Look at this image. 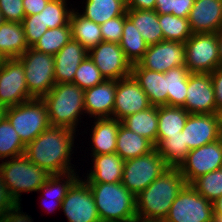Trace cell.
<instances>
[{
  "label": "cell",
  "mask_w": 222,
  "mask_h": 222,
  "mask_svg": "<svg viewBox=\"0 0 222 222\" xmlns=\"http://www.w3.org/2000/svg\"><path fill=\"white\" fill-rule=\"evenodd\" d=\"M125 58L133 65L138 63L144 56L148 49V44L145 42L141 33L127 17L125 13V21L123 28V35L119 42Z\"/></svg>",
  "instance_id": "33"
},
{
  "label": "cell",
  "mask_w": 222,
  "mask_h": 222,
  "mask_svg": "<svg viewBox=\"0 0 222 222\" xmlns=\"http://www.w3.org/2000/svg\"><path fill=\"white\" fill-rule=\"evenodd\" d=\"M4 21H5V20H4L3 15H2V13H1V11H0V26H1V24H2Z\"/></svg>",
  "instance_id": "59"
},
{
  "label": "cell",
  "mask_w": 222,
  "mask_h": 222,
  "mask_svg": "<svg viewBox=\"0 0 222 222\" xmlns=\"http://www.w3.org/2000/svg\"><path fill=\"white\" fill-rule=\"evenodd\" d=\"M127 9L155 10L156 0H126Z\"/></svg>",
  "instance_id": "50"
},
{
  "label": "cell",
  "mask_w": 222,
  "mask_h": 222,
  "mask_svg": "<svg viewBox=\"0 0 222 222\" xmlns=\"http://www.w3.org/2000/svg\"><path fill=\"white\" fill-rule=\"evenodd\" d=\"M212 78V84L214 88L215 100L217 114L222 112V67H218L212 73H210Z\"/></svg>",
  "instance_id": "46"
},
{
  "label": "cell",
  "mask_w": 222,
  "mask_h": 222,
  "mask_svg": "<svg viewBox=\"0 0 222 222\" xmlns=\"http://www.w3.org/2000/svg\"><path fill=\"white\" fill-rule=\"evenodd\" d=\"M218 141H219V143H220V147H221V150H222V131H221V133H220V136H219V138H218Z\"/></svg>",
  "instance_id": "58"
},
{
  "label": "cell",
  "mask_w": 222,
  "mask_h": 222,
  "mask_svg": "<svg viewBox=\"0 0 222 222\" xmlns=\"http://www.w3.org/2000/svg\"><path fill=\"white\" fill-rule=\"evenodd\" d=\"M116 80L102 83L84 90L85 113L90 118H112L115 104Z\"/></svg>",
  "instance_id": "20"
},
{
  "label": "cell",
  "mask_w": 222,
  "mask_h": 222,
  "mask_svg": "<svg viewBox=\"0 0 222 222\" xmlns=\"http://www.w3.org/2000/svg\"><path fill=\"white\" fill-rule=\"evenodd\" d=\"M31 219L30 216L21 211V206L18 204L9 210L0 222H33Z\"/></svg>",
  "instance_id": "47"
},
{
  "label": "cell",
  "mask_w": 222,
  "mask_h": 222,
  "mask_svg": "<svg viewBox=\"0 0 222 222\" xmlns=\"http://www.w3.org/2000/svg\"><path fill=\"white\" fill-rule=\"evenodd\" d=\"M23 0H0V11L5 21L22 23L25 17Z\"/></svg>",
  "instance_id": "44"
},
{
  "label": "cell",
  "mask_w": 222,
  "mask_h": 222,
  "mask_svg": "<svg viewBox=\"0 0 222 222\" xmlns=\"http://www.w3.org/2000/svg\"><path fill=\"white\" fill-rule=\"evenodd\" d=\"M88 185L101 222H132L137 218L136 196L122 182Z\"/></svg>",
  "instance_id": "3"
},
{
  "label": "cell",
  "mask_w": 222,
  "mask_h": 222,
  "mask_svg": "<svg viewBox=\"0 0 222 222\" xmlns=\"http://www.w3.org/2000/svg\"><path fill=\"white\" fill-rule=\"evenodd\" d=\"M5 60V56L0 53V67L4 64Z\"/></svg>",
  "instance_id": "55"
},
{
  "label": "cell",
  "mask_w": 222,
  "mask_h": 222,
  "mask_svg": "<svg viewBox=\"0 0 222 222\" xmlns=\"http://www.w3.org/2000/svg\"><path fill=\"white\" fill-rule=\"evenodd\" d=\"M25 145L16 130L5 117L0 122V160L24 155Z\"/></svg>",
  "instance_id": "38"
},
{
  "label": "cell",
  "mask_w": 222,
  "mask_h": 222,
  "mask_svg": "<svg viewBox=\"0 0 222 222\" xmlns=\"http://www.w3.org/2000/svg\"><path fill=\"white\" fill-rule=\"evenodd\" d=\"M195 0H176L175 11L172 14L177 17L188 18Z\"/></svg>",
  "instance_id": "49"
},
{
  "label": "cell",
  "mask_w": 222,
  "mask_h": 222,
  "mask_svg": "<svg viewBox=\"0 0 222 222\" xmlns=\"http://www.w3.org/2000/svg\"><path fill=\"white\" fill-rule=\"evenodd\" d=\"M131 75L146 93L152 106L168 105L165 73L144 69L136 63L131 67Z\"/></svg>",
  "instance_id": "22"
},
{
  "label": "cell",
  "mask_w": 222,
  "mask_h": 222,
  "mask_svg": "<svg viewBox=\"0 0 222 222\" xmlns=\"http://www.w3.org/2000/svg\"><path fill=\"white\" fill-rule=\"evenodd\" d=\"M78 178H79V175L76 174L75 171L68 172L65 174H53L48 178L47 182L44 183V185L38 190V192L43 193L42 196L46 199V200H43L45 201V203H43L44 204L43 206L45 209L47 208L46 211H49V213L50 212L52 213L53 211H55L54 209L58 207H59L58 209L60 210L62 206V200L65 198L71 185ZM45 196L46 197L48 196L54 199L56 203L53 201L54 202L53 204L48 205L50 203L47 204L46 201L49 199L46 198Z\"/></svg>",
  "instance_id": "30"
},
{
  "label": "cell",
  "mask_w": 222,
  "mask_h": 222,
  "mask_svg": "<svg viewBox=\"0 0 222 222\" xmlns=\"http://www.w3.org/2000/svg\"><path fill=\"white\" fill-rule=\"evenodd\" d=\"M7 108L3 105H0V122L6 117Z\"/></svg>",
  "instance_id": "54"
},
{
  "label": "cell",
  "mask_w": 222,
  "mask_h": 222,
  "mask_svg": "<svg viewBox=\"0 0 222 222\" xmlns=\"http://www.w3.org/2000/svg\"><path fill=\"white\" fill-rule=\"evenodd\" d=\"M168 168L169 166L155 148L148 154L124 161L121 182L137 196Z\"/></svg>",
  "instance_id": "7"
},
{
  "label": "cell",
  "mask_w": 222,
  "mask_h": 222,
  "mask_svg": "<svg viewBox=\"0 0 222 222\" xmlns=\"http://www.w3.org/2000/svg\"><path fill=\"white\" fill-rule=\"evenodd\" d=\"M73 10V8L68 9L67 0H50L40 13L45 26L56 28L70 23Z\"/></svg>",
  "instance_id": "40"
},
{
  "label": "cell",
  "mask_w": 222,
  "mask_h": 222,
  "mask_svg": "<svg viewBox=\"0 0 222 222\" xmlns=\"http://www.w3.org/2000/svg\"><path fill=\"white\" fill-rule=\"evenodd\" d=\"M124 21L125 14L100 25L103 41L119 44L123 35Z\"/></svg>",
  "instance_id": "43"
},
{
  "label": "cell",
  "mask_w": 222,
  "mask_h": 222,
  "mask_svg": "<svg viewBox=\"0 0 222 222\" xmlns=\"http://www.w3.org/2000/svg\"><path fill=\"white\" fill-rule=\"evenodd\" d=\"M25 39L28 47H32L49 29L42 21V14L25 16L22 21Z\"/></svg>",
  "instance_id": "42"
},
{
  "label": "cell",
  "mask_w": 222,
  "mask_h": 222,
  "mask_svg": "<svg viewBox=\"0 0 222 222\" xmlns=\"http://www.w3.org/2000/svg\"><path fill=\"white\" fill-rule=\"evenodd\" d=\"M189 113L183 107L158 106L157 145L167 135H175L181 132Z\"/></svg>",
  "instance_id": "31"
},
{
  "label": "cell",
  "mask_w": 222,
  "mask_h": 222,
  "mask_svg": "<svg viewBox=\"0 0 222 222\" xmlns=\"http://www.w3.org/2000/svg\"><path fill=\"white\" fill-rule=\"evenodd\" d=\"M72 39L80 42L88 51L103 42L100 25L72 11L70 17Z\"/></svg>",
  "instance_id": "32"
},
{
  "label": "cell",
  "mask_w": 222,
  "mask_h": 222,
  "mask_svg": "<svg viewBox=\"0 0 222 222\" xmlns=\"http://www.w3.org/2000/svg\"><path fill=\"white\" fill-rule=\"evenodd\" d=\"M183 108L189 114L217 113L214 88L209 73H190Z\"/></svg>",
  "instance_id": "17"
},
{
  "label": "cell",
  "mask_w": 222,
  "mask_h": 222,
  "mask_svg": "<svg viewBox=\"0 0 222 222\" xmlns=\"http://www.w3.org/2000/svg\"><path fill=\"white\" fill-rule=\"evenodd\" d=\"M163 222H214L213 203L186 184Z\"/></svg>",
  "instance_id": "9"
},
{
  "label": "cell",
  "mask_w": 222,
  "mask_h": 222,
  "mask_svg": "<svg viewBox=\"0 0 222 222\" xmlns=\"http://www.w3.org/2000/svg\"><path fill=\"white\" fill-rule=\"evenodd\" d=\"M121 121L115 118H95L91 136V156L116 153L117 133Z\"/></svg>",
  "instance_id": "23"
},
{
  "label": "cell",
  "mask_w": 222,
  "mask_h": 222,
  "mask_svg": "<svg viewBox=\"0 0 222 222\" xmlns=\"http://www.w3.org/2000/svg\"><path fill=\"white\" fill-rule=\"evenodd\" d=\"M50 0H23V8L25 16L35 15L47 6Z\"/></svg>",
  "instance_id": "48"
},
{
  "label": "cell",
  "mask_w": 222,
  "mask_h": 222,
  "mask_svg": "<svg viewBox=\"0 0 222 222\" xmlns=\"http://www.w3.org/2000/svg\"><path fill=\"white\" fill-rule=\"evenodd\" d=\"M76 131L50 126L25 146L24 156L51 175L74 171L71 165ZM72 152V153H71Z\"/></svg>",
  "instance_id": "1"
},
{
  "label": "cell",
  "mask_w": 222,
  "mask_h": 222,
  "mask_svg": "<svg viewBox=\"0 0 222 222\" xmlns=\"http://www.w3.org/2000/svg\"><path fill=\"white\" fill-rule=\"evenodd\" d=\"M126 11V0H86L85 9L80 15L102 25L110 19L124 15Z\"/></svg>",
  "instance_id": "29"
},
{
  "label": "cell",
  "mask_w": 222,
  "mask_h": 222,
  "mask_svg": "<svg viewBox=\"0 0 222 222\" xmlns=\"http://www.w3.org/2000/svg\"><path fill=\"white\" fill-rule=\"evenodd\" d=\"M214 222H222V216H214Z\"/></svg>",
  "instance_id": "57"
},
{
  "label": "cell",
  "mask_w": 222,
  "mask_h": 222,
  "mask_svg": "<svg viewBox=\"0 0 222 222\" xmlns=\"http://www.w3.org/2000/svg\"><path fill=\"white\" fill-rule=\"evenodd\" d=\"M121 124L157 146L158 106L131 114L121 120Z\"/></svg>",
  "instance_id": "27"
},
{
  "label": "cell",
  "mask_w": 222,
  "mask_h": 222,
  "mask_svg": "<svg viewBox=\"0 0 222 222\" xmlns=\"http://www.w3.org/2000/svg\"><path fill=\"white\" fill-rule=\"evenodd\" d=\"M217 42H218V50L220 56V66L222 67V28L216 33Z\"/></svg>",
  "instance_id": "53"
},
{
  "label": "cell",
  "mask_w": 222,
  "mask_h": 222,
  "mask_svg": "<svg viewBox=\"0 0 222 222\" xmlns=\"http://www.w3.org/2000/svg\"><path fill=\"white\" fill-rule=\"evenodd\" d=\"M88 56L105 80H119L131 75L132 64L125 58L118 43L100 42L88 51Z\"/></svg>",
  "instance_id": "13"
},
{
  "label": "cell",
  "mask_w": 222,
  "mask_h": 222,
  "mask_svg": "<svg viewBox=\"0 0 222 222\" xmlns=\"http://www.w3.org/2000/svg\"><path fill=\"white\" fill-rule=\"evenodd\" d=\"M220 168H222V150L218 140L190 150L178 167L186 184H191L201 175Z\"/></svg>",
  "instance_id": "14"
},
{
  "label": "cell",
  "mask_w": 222,
  "mask_h": 222,
  "mask_svg": "<svg viewBox=\"0 0 222 222\" xmlns=\"http://www.w3.org/2000/svg\"><path fill=\"white\" fill-rule=\"evenodd\" d=\"M72 38L71 25L49 28L32 46L33 49L45 54H57Z\"/></svg>",
  "instance_id": "36"
},
{
  "label": "cell",
  "mask_w": 222,
  "mask_h": 222,
  "mask_svg": "<svg viewBox=\"0 0 222 222\" xmlns=\"http://www.w3.org/2000/svg\"><path fill=\"white\" fill-rule=\"evenodd\" d=\"M220 114H189L184 128L185 143L189 150L218 140L221 133Z\"/></svg>",
  "instance_id": "18"
},
{
  "label": "cell",
  "mask_w": 222,
  "mask_h": 222,
  "mask_svg": "<svg viewBox=\"0 0 222 222\" xmlns=\"http://www.w3.org/2000/svg\"><path fill=\"white\" fill-rule=\"evenodd\" d=\"M41 99L47 107L51 126L77 131L80 115L85 113L83 89L73 83H58Z\"/></svg>",
  "instance_id": "4"
},
{
  "label": "cell",
  "mask_w": 222,
  "mask_h": 222,
  "mask_svg": "<svg viewBox=\"0 0 222 222\" xmlns=\"http://www.w3.org/2000/svg\"><path fill=\"white\" fill-rule=\"evenodd\" d=\"M88 56V50L78 41L71 40L54 55L55 83H73L76 70Z\"/></svg>",
  "instance_id": "21"
},
{
  "label": "cell",
  "mask_w": 222,
  "mask_h": 222,
  "mask_svg": "<svg viewBox=\"0 0 222 222\" xmlns=\"http://www.w3.org/2000/svg\"><path fill=\"white\" fill-rule=\"evenodd\" d=\"M33 99L29 94L25 71L18 58L6 59L0 67V105L6 108Z\"/></svg>",
  "instance_id": "11"
},
{
  "label": "cell",
  "mask_w": 222,
  "mask_h": 222,
  "mask_svg": "<svg viewBox=\"0 0 222 222\" xmlns=\"http://www.w3.org/2000/svg\"><path fill=\"white\" fill-rule=\"evenodd\" d=\"M158 20L163 33V41H179L185 43L193 34L188 18L173 14H158Z\"/></svg>",
  "instance_id": "37"
},
{
  "label": "cell",
  "mask_w": 222,
  "mask_h": 222,
  "mask_svg": "<svg viewBox=\"0 0 222 222\" xmlns=\"http://www.w3.org/2000/svg\"><path fill=\"white\" fill-rule=\"evenodd\" d=\"M148 96L132 75L116 80L115 104L112 118L125 117L151 107Z\"/></svg>",
  "instance_id": "16"
},
{
  "label": "cell",
  "mask_w": 222,
  "mask_h": 222,
  "mask_svg": "<svg viewBox=\"0 0 222 222\" xmlns=\"http://www.w3.org/2000/svg\"><path fill=\"white\" fill-rule=\"evenodd\" d=\"M0 172L18 204H21V193L37 192L51 176L47 170L30 162L24 155L2 161Z\"/></svg>",
  "instance_id": "5"
},
{
  "label": "cell",
  "mask_w": 222,
  "mask_h": 222,
  "mask_svg": "<svg viewBox=\"0 0 222 222\" xmlns=\"http://www.w3.org/2000/svg\"><path fill=\"white\" fill-rule=\"evenodd\" d=\"M6 118L25 146L51 126L47 107L41 98H33L8 107Z\"/></svg>",
  "instance_id": "6"
},
{
  "label": "cell",
  "mask_w": 222,
  "mask_h": 222,
  "mask_svg": "<svg viewBox=\"0 0 222 222\" xmlns=\"http://www.w3.org/2000/svg\"><path fill=\"white\" fill-rule=\"evenodd\" d=\"M156 149L165 160V163L172 168H178L190 151L182 132H178L175 135H167V138L163 139L156 146Z\"/></svg>",
  "instance_id": "35"
},
{
  "label": "cell",
  "mask_w": 222,
  "mask_h": 222,
  "mask_svg": "<svg viewBox=\"0 0 222 222\" xmlns=\"http://www.w3.org/2000/svg\"><path fill=\"white\" fill-rule=\"evenodd\" d=\"M189 75L187 67H174L165 73L169 106H184Z\"/></svg>",
  "instance_id": "34"
},
{
  "label": "cell",
  "mask_w": 222,
  "mask_h": 222,
  "mask_svg": "<svg viewBox=\"0 0 222 222\" xmlns=\"http://www.w3.org/2000/svg\"><path fill=\"white\" fill-rule=\"evenodd\" d=\"M176 0H156L155 12L158 14H172L175 11Z\"/></svg>",
  "instance_id": "51"
},
{
  "label": "cell",
  "mask_w": 222,
  "mask_h": 222,
  "mask_svg": "<svg viewBox=\"0 0 222 222\" xmlns=\"http://www.w3.org/2000/svg\"><path fill=\"white\" fill-rule=\"evenodd\" d=\"M211 203L222 195V168L201 175L190 184Z\"/></svg>",
  "instance_id": "39"
},
{
  "label": "cell",
  "mask_w": 222,
  "mask_h": 222,
  "mask_svg": "<svg viewBox=\"0 0 222 222\" xmlns=\"http://www.w3.org/2000/svg\"><path fill=\"white\" fill-rule=\"evenodd\" d=\"M185 185L180 170L169 167L136 196L137 219L164 221L172 203Z\"/></svg>",
  "instance_id": "2"
},
{
  "label": "cell",
  "mask_w": 222,
  "mask_h": 222,
  "mask_svg": "<svg viewBox=\"0 0 222 222\" xmlns=\"http://www.w3.org/2000/svg\"><path fill=\"white\" fill-rule=\"evenodd\" d=\"M185 43L161 41L149 45L143 58L138 62L144 69L166 73L174 67H186Z\"/></svg>",
  "instance_id": "15"
},
{
  "label": "cell",
  "mask_w": 222,
  "mask_h": 222,
  "mask_svg": "<svg viewBox=\"0 0 222 222\" xmlns=\"http://www.w3.org/2000/svg\"><path fill=\"white\" fill-rule=\"evenodd\" d=\"M214 216H222V195L213 202Z\"/></svg>",
  "instance_id": "52"
},
{
  "label": "cell",
  "mask_w": 222,
  "mask_h": 222,
  "mask_svg": "<svg viewBox=\"0 0 222 222\" xmlns=\"http://www.w3.org/2000/svg\"><path fill=\"white\" fill-rule=\"evenodd\" d=\"M188 21L192 33H217L222 28V0H195Z\"/></svg>",
  "instance_id": "19"
},
{
  "label": "cell",
  "mask_w": 222,
  "mask_h": 222,
  "mask_svg": "<svg viewBox=\"0 0 222 222\" xmlns=\"http://www.w3.org/2000/svg\"><path fill=\"white\" fill-rule=\"evenodd\" d=\"M28 48L22 23L4 21L0 26V53L6 59L18 58Z\"/></svg>",
  "instance_id": "25"
},
{
  "label": "cell",
  "mask_w": 222,
  "mask_h": 222,
  "mask_svg": "<svg viewBox=\"0 0 222 222\" xmlns=\"http://www.w3.org/2000/svg\"><path fill=\"white\" fill-rule=\"evenodd\" d=\"M61 209L69 222H101L93 193L88 183L80 178L69 188Z\"/></svg>",
  "instance_id": "12"
},
{
  "label": "cell",
  "mask_w": 222,
  "mask_h": 222,
  "mask_svg": "<svg viewBox=\"0 0 222 222\" xmlns=\"http://www.w3.org/2000/svg\"><path fill=\"white\" fill-rule=\"evenodd\" d=\"M132 222H163V221H146V220H140V219H135Z\"/></svg>",
  "instance_id": "56"
},
{
  "label": "cell",
  "mask_w": 222,
  "mask_h": 222,
  "mask_svg": "<svg viewBox=\"0 0 222 222\" xmlns=\"http://www.w3.org/2000/svg\"><path fill=\"white\" fill-rule=\"evenodd\" d=\"M126 15L141 33L148 46L163 41L158 13L155 10L127 9Z\"/></svg>",
  "instance_id": "28"
},
{
  "label": "cell",
  "mask_w": 222,
  "mask_h": 222,
  "mask_svg": "<svg viewBox=\"0 0 222 222\" xmlns=\"http://www.w3.org/2000/svg\"><path fill=\"white\" fill-rule=\"evenodd\" d=\"M105 78L101 75L100 70L95 63L87 56L78 66L73 84L80 89L86 90L102 83Z\"/></svg>",
  "instance_id": "41"
},
{
  "label": "cell",
  "mask_w": 222,
  "mask_h": 222,
  "mask_svg": "<svg viewBox=\"0 0 222 222\" xmlns=\"http://www.w3.org/2000/svg\"><path fill=\"white\" fill-rule=\"evenodd\" d=\"M93 157V169L87 173V183L121 182L124 160L117 154H101Z\"/></svg>",
  "instance_id": "24"
},
{
  "label": "cell",
  "mask_w": 222,
  "mask_h": 222,
  "mask_svg": "<svg viewBox=\"0 0 222 222\" xmlns=\"http://www.w3.org/2000/svg\"><path fill=\"white\" fill-rule=\"evenodd\" d=\"M18 59L22 62L27 88L33 98H42L55 83L54 56L29 47Z\"/></svg>",
  "instance_id": "8"
},
{
  "label": "cell",
  "mask_w": 222,
  "mask_h": 222,
  "mask_svg": "<svg viewBox=\"0 0 222 222\" xmlns=\"http://www.w3.org/2000/svg\"><path fill=\"white\" fill-rule=\"evenodd\" d=\"M155 148L152 142L120 124L117 133L116 153L124 161L148 154Z\"/></svg>",
  "instance_id": "26"
},
{
  "label": "cell",
  "mask_w": 222,
  "mask_h": 222,
  "mask_svg": "<svg viewBox=\"0 0 222 222\" xmlns=\"http://www.w3.org/2000/svg\"><path fill=\"white\" fill-rule=\"evenodd\" d=\"M18 203L12 197L8 190V186L0 172V220L6 215V213L16 207Z\"/></svg>",
  "instance_id": "45"
},
{
  "label": "cell",
  "mask_w": 222,
  "mask_h": 222,
  "mask_svg": "<svg viewBox=\"0 0 222 222\" xmlns=\"http://www.w3.org/2000/svg\"><path fill=\"white\" fill-rule=\"evenodd\" d=\"M186 67L190 73H212L220 66L216 33H193L185 42Z\"/></svg>",
  "instance_id": "10"
},
{
  "label": "cell",
  "mask_w": 222,
  "mask_h": 222,
  "mask_svg": "<svg viewBox=\"0 0 222 222\" xmlns=\"http://www.w3.org/2000/svg\"><path fill=\"white\" fill-rule=\"evenodd\" d=\"M219 114H220V120H221V130H222V112H220Z\"/></svg>",
  "instance_id": "60"
}]
</instances>
